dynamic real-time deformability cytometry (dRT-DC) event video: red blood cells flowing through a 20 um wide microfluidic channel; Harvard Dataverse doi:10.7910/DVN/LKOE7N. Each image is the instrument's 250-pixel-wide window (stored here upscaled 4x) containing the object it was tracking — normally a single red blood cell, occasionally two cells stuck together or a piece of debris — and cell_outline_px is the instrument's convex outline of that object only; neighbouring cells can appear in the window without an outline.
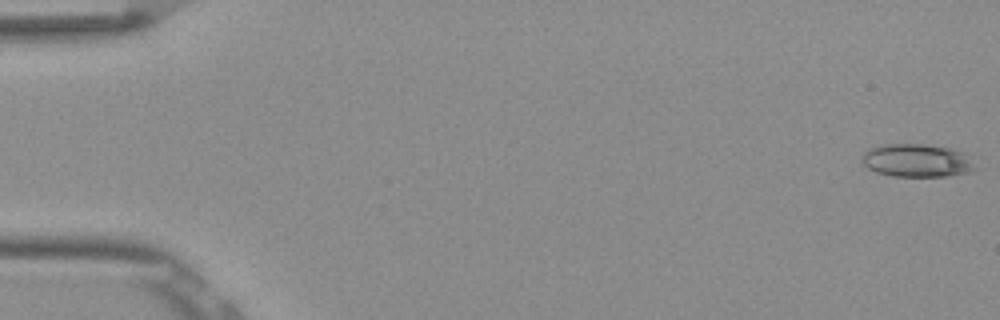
{"species": "Egyptian fruit bat (a non-hibernating species)", "species_latin": "Rousettus aegyptiacus", "temperature_condition": "room temperature", "stored_images_in_passage": 53, "camera_frame_rate_fps": 3000, "um_per_image_px": 0.085, "frame": {"image": 1, "passage_image": 1, "time_ms": 0.0, "image_size_px": [1000, 320], "cell_outline_px": [[976, 168], [972, 172], [948, 176], [892, 176], [876, 172], [868, 168], [860, 160], [864, 152], [868, 148], [880, 144], [924, 144], [952, 148], [960, 152]], "centroid_in_image_um": [77.85, 13.64], "position_along_channel_um": 7.1, "area_um2": 21.73}}
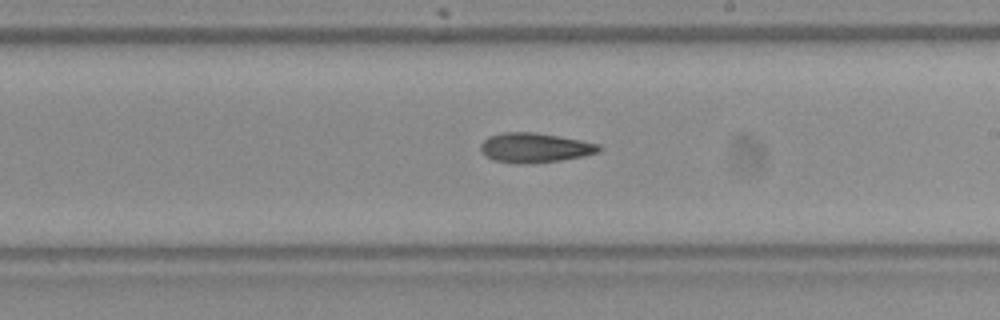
{"frame": {"image": 2, "passage_image": 31, "time_ms": 10.0, "image_size_px": [1000, 320], "cell_outline_px": [[604, 148], [600, 152], [584, 156], [560, 160], [492, 160], [484, 156], [480, 152], [480, 144], [488, 136], [504, 132], [536, 132], [580, 140], [600, 144]], "centroid_in_image_um": [45.49, 12.49], "position_along_channel_um": 243.5, "area_um2": 19.65}}
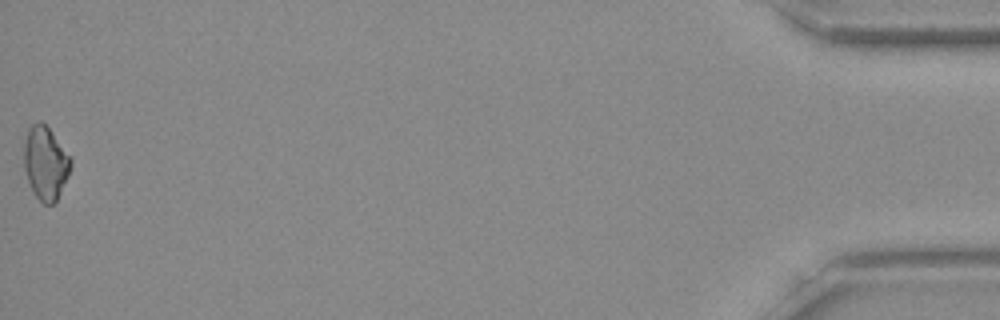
{"frame": {"image": 3, "passage_image": 53, "time_ms": 17.333, "image_size_px": [1000, 320], "cell_outline_px": [[72, 168], [56, 200], [52, 204], [44, 204], [36, 196], [28, 180], [24, 168], [24, 144], [28, 128], [32, 124], [40, 120], [48, 128], [72, 160]], "centroid_in_image_um": [3.86, 13.85], "position_along_channel_um": 431.3, "area_um2": 19.59}}